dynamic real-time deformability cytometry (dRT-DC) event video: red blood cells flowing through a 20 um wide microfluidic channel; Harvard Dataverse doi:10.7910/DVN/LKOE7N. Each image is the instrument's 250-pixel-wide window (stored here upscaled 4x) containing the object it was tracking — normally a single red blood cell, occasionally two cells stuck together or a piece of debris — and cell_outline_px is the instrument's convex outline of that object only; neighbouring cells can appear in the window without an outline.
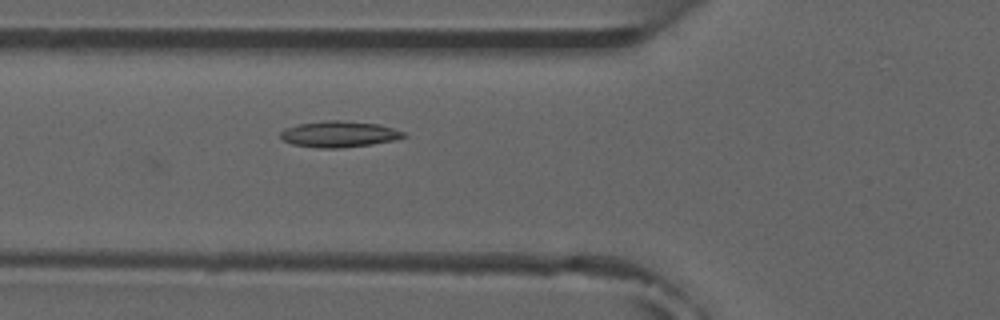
{"species": "common noctule bat (a hibernating species)", "species_latin": "Nyctalus noctula", "temperature_condition": "room temperature", "stored_images_in_passage": 3, "camera_frame_rate_fps": 3000, "um_per_image_px": 0.085, "animal": {"sex": "male", "forearm_length_mm": 52.5}, "frame": {"image": 1, "passage_image": 3, "time_ms": 2.333, "image_size_px": [1000, 320], "cell_outline_px": [[408, 136], [396, 140], [372, 144], [340, 148], [320, 148], [292, 144], [284, 140], [280, 136], [280, 132], [284, 128], [300, 124], [324, 120], [340, 120], [376, 124], [392, 128], [404, 132]], "centroid_in_image_um": [28.83, 11.4], "position_along_channel_um": 97.0, "area_um2": 18.67}}